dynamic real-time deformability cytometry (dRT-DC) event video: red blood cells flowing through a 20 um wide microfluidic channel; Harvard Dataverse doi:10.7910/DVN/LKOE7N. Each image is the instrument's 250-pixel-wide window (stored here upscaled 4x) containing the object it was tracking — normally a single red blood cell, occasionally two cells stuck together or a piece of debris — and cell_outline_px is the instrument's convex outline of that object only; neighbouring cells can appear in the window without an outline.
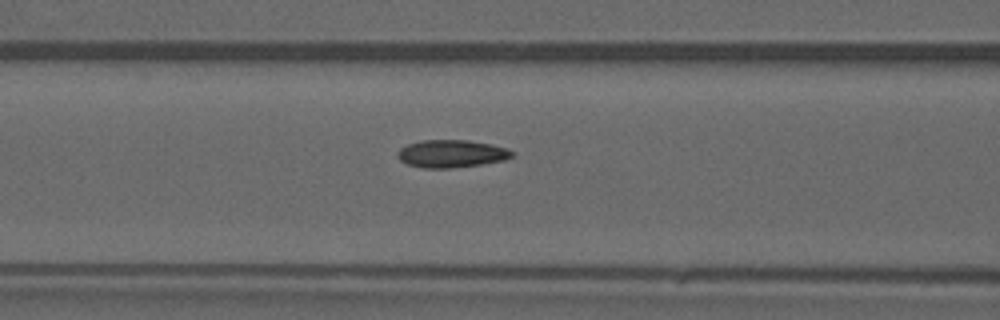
{"species": "common noctule bat (a hibernating species)", "species_latin": "Nyctalus noctula", "temperature_condition": "warm", "stored_images_in_passage": 45, "camera_frame_rate_fps": 3000, "um_per_image_px": 0.085, "animal": {"sex": "male", "forearm_length_mm": 52.5}, "frame": {"image": 1, "passage_image": 20, "time_ms": 6.333, "image_size_px": [1000, 320], "cell_outline_px": [[516, 152], [512, 156], [504, 160], [480, 164], [452, 168], [424, 168], [408, 164], [400, 160], [396, 156], [396, 152], [400, 148], [408, 144], [424, 140], [468, 140], [492, 144]], "centroid_in_image_um": [38.35, 13.06], "position_along_channel_um": 128.2, "area_um2": 18.38}}